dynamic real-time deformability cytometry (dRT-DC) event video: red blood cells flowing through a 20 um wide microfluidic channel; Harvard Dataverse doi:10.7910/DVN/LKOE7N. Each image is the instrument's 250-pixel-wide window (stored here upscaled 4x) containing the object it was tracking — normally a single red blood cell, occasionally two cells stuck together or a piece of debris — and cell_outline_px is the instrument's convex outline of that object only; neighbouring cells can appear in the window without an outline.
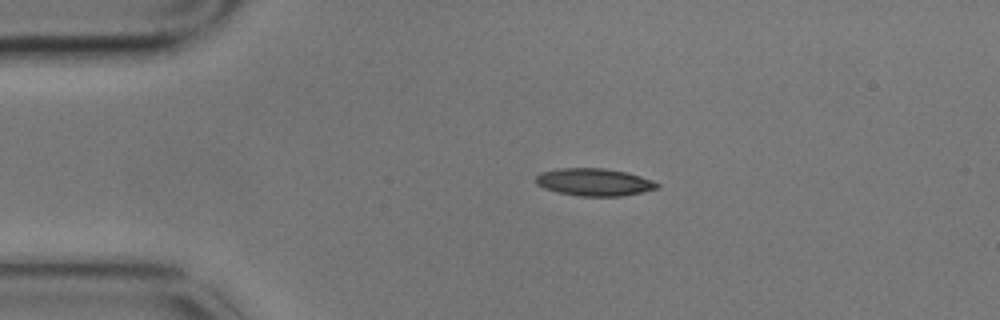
{"species": "common noctule bat (a hibernating species)", "species_latin": "Nyctalus noctula", "temperature_condition": "cold", "stored_images_in_passage": 12, "camera_frame_rate_fps": 3000, "um_per_image_px": 0.085, "animal": {"sex": "male", "body_mass_g": 17.9}, "frame": {"image": 1, "passage_image": 1, "time_ms": 0.0, "image_size_px": [1000, 320], "cell_outline_px": [[660, 188], [624, 196], [580, 196], [560, 192], [544, 188], [536, 184], [536, 176], [540, 172], [560, 168], [604, 168], [628, 172], [652, 180], [660, 184]], "centroid_in_image_um": [50.54, 15.47], "position_along_channel_um": 34.5, "area_um2": 19.48}}
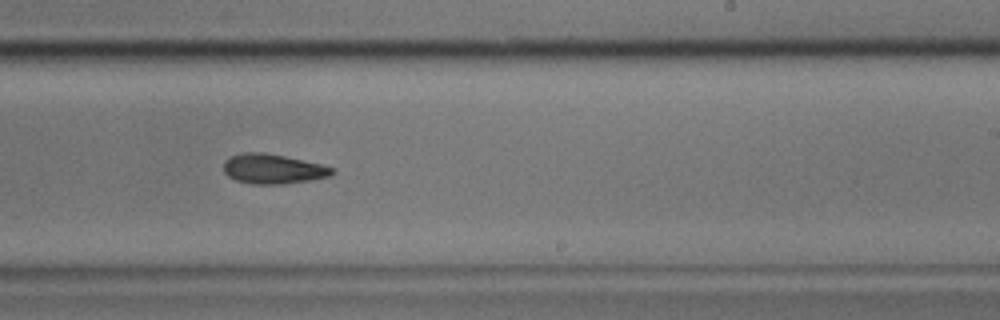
{"frame": {"image": 2, "passage_image": 7, "time_ms": 2.0, "image_size_px": [1000, 320], "cell_outline_px": [[336, 172], [332, 176], [284, 184], [252, 184], [236, 180], [228, 176], [224, 172], [224, 160], [232, 156], [244, 152], [264, 152], [284, 156], [320, 164], [336, 168]], "centroid_in_image_um": [23.22, 14.36], "position_along_channel_um": 265.8, "area_um2": 18.84}}
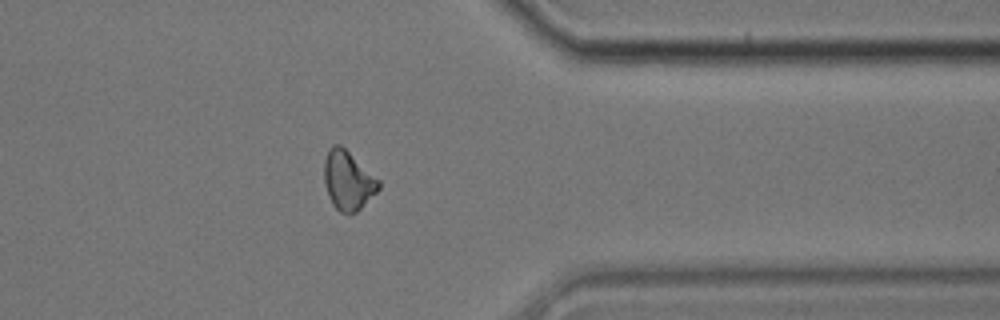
{"frame": {"image": 3, "passage_image": 10, "time_ms": 3.0, "image_size_px": [1000, 320], "cell_outline_px": [[380, 188], [356, 212], [340, 212], [332, 204], [328, 196], [324, 184], [324, 160], [328, 148], [332, 144], [340, 144], [380, 180]], "centroid_in_image_um": [29.55, 15.31], "position_along_channel_um": 381.8, "area_um2": 18.67}}